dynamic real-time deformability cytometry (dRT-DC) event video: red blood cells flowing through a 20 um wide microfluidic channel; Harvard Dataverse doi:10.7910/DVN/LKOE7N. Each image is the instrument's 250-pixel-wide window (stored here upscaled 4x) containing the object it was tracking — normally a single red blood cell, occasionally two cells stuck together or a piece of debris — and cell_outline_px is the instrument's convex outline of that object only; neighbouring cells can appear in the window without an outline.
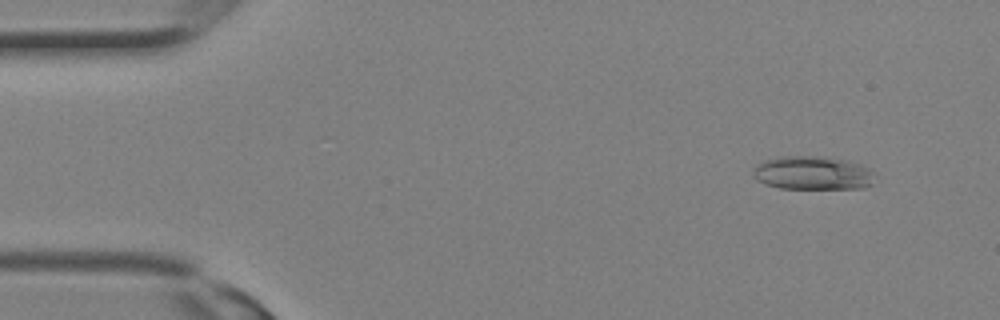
{"species": "Egyptian fruit bat (a non-hibernating species)", "species_latin": "Rousettus aegyptiacus", "temperature_condition": "room temperature", "stored_images_in_passage": 30, "camera_frame_rate_fps": 3000, "um_per_image_px": 0.085, "animal": {"sex": "female"}, "frame": {"image": 1, "passage_image": 3, "time_ms": 0.667, "image_size_px": [1000, 320], "cell_outline_px": [[872, 184], [864, 188], [780, 188], [764, 184], [756, 180], [752, 176], [752, 172], [764, 160], [780, 156], [816, 156], [844, 160], [868, 168], [872, 172]], "centroid_in_image_um": [69.02, 14.71], "position_along_channel_um": 16.0, "area_um2": 23.47}}
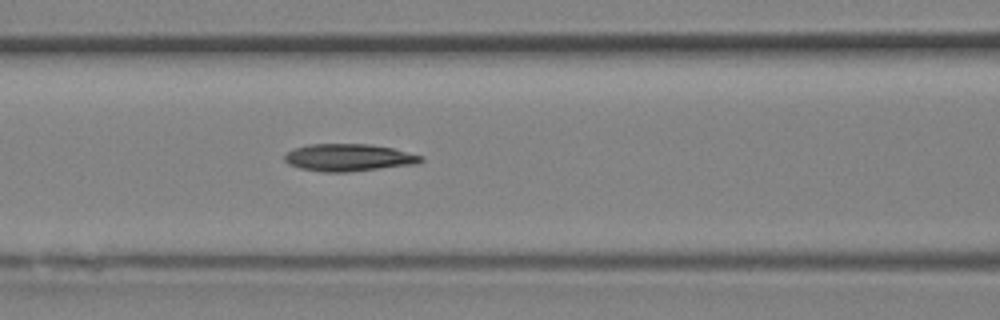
{"frame": {"image": 2, "passage_image": 13, "time_ms": 4.0, "image_size_px": [1000, 320], "cell_outline_px": [[424, 160], [416, 164], [348, 172], [320, 172], [300, 168], [288, 164], [284, 160], [284, 156], [292, 148], [308, 144], [372, 144], [392, 148], [424, 156]], "centroid_in_image_um": [29.62, 13.39], "position_along_channel_um": 137.0, "area_um2": 21.85}}
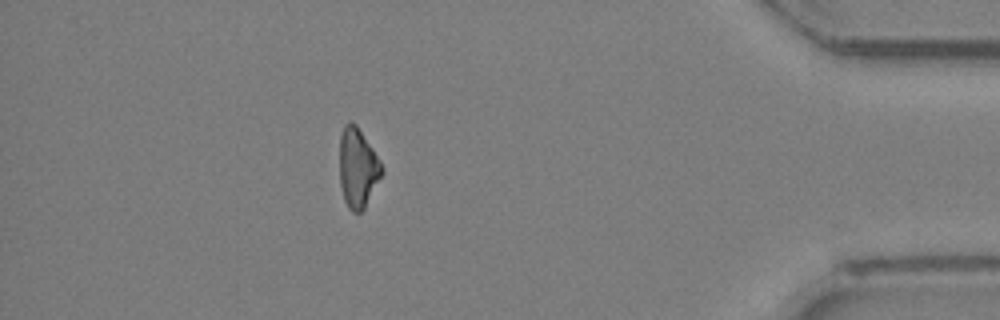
{"frame": {"image": 3, "passage_image": 27, "time_ms": 8.667, "image_size_px": [1000, 320], "cell_outline_px": [[384, 172], [364, 208], [360, 212], [352, 212], [348, 208], [344, 200], [340, 184], [340, 136], [344, 124], [356, 124], [380, 160], [384, 168]], "centroid_in_image_um": [30.41, 14.3], "position_along_channel_um": 404.8, "area_um2": 19.42}}